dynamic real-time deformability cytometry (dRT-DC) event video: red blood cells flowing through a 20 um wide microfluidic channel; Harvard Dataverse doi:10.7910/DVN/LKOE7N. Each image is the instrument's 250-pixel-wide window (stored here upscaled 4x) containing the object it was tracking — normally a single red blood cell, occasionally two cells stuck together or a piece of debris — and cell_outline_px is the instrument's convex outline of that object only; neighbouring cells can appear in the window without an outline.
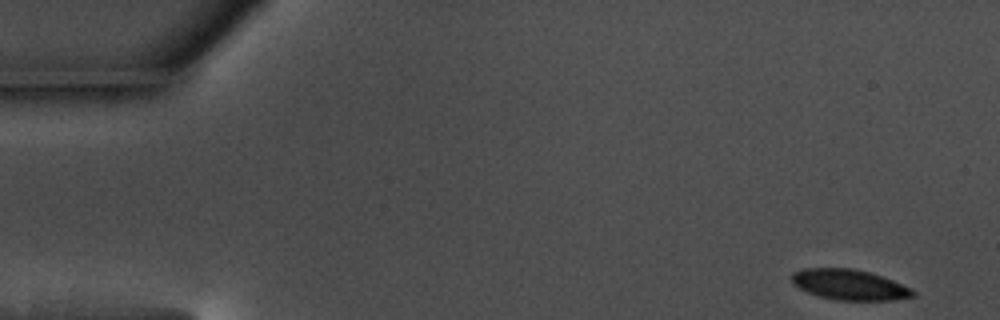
{"species": "common noctule bat (a hibernating species)", "species_latin": "Nyctalus noctula", "temperature_condition": "warm", "stored_images_in_passage": 55, "camera_frame_rate_fps": 3000, "um_per_image_px": 0.085, "animal": {"sex": "male", "body_mass_g": 17.5, "forearm_length_mm": 52.3}, "frame": {"image": 1, "passage_image": 1, "time_ms": 0.0, "image_size_px": [1000, 320], "cell_outline_px": [[916, 296], [892, 300], [836, 300], [816, 296], [792, 284], [792, 272], [804, 268], [852, 268], [868, 272], [892, 280], [912, 288], [916, 292]], "centroid_in_image_um": [72.19, 24.2], "position_along_channel_um": 12.8, "area_um2": 21.56}}
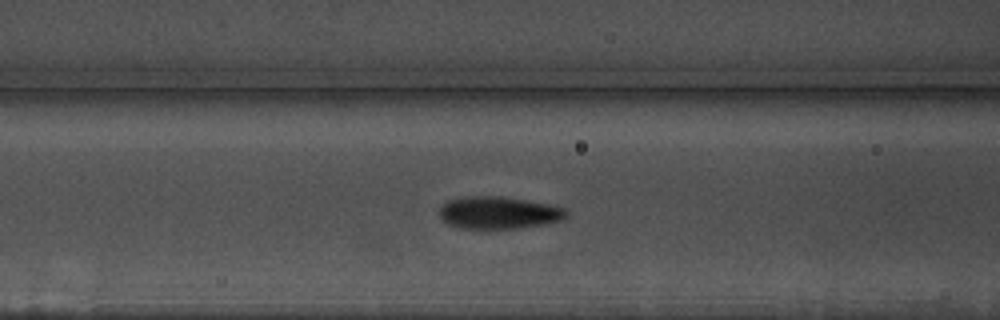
{"frame": {"image": 2, "passage_image": 21, "time_ms": 6.667, "image_size_px": [1000, 320], "cell_outline_px": [[568, 216], [560, 220], [544, 224], [516, 228], [460, 228], [448, 224], [440, 216], [440, 208], [448, 200], [464, 196], [500, 196], [548, 204], [568, 208]], "centroid_in_image_um": [42.4, 18.07], "position_along_channel_um": 124.2, "area_um2": 23.76}}
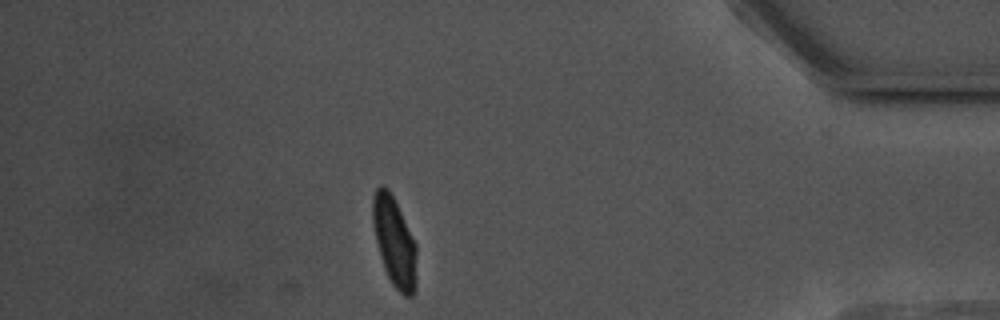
{"frame": {"image": 3, "passage_image": 48, "time_ms": 15.667, "image_size_px": [1000, 320], "cell_outline_px": [[416, 292], [412, 296], [404, 296], [392, 284], [384, 268], [380, 256], [372, 224], [372, 196], [376, 188], [380, 184], [384, 184], [388, 188], [416, 244]], "centroid_in_image_um": [33.51, 20.56], "position_along_channel_um": 401.7, "area_um2": 22.83}, "authors_computed_cell_mechanics": {"area_um2": 22.8888, "velocity_mm_per_s": 3.5439, "shape_relaxation_time_tau1_ms": 3.027, "shape_relaxation_time_tau2_ms": 0.8808, "deformation_change_tau1": 0.1306, "deformation_change_tau2": 0.0488}}